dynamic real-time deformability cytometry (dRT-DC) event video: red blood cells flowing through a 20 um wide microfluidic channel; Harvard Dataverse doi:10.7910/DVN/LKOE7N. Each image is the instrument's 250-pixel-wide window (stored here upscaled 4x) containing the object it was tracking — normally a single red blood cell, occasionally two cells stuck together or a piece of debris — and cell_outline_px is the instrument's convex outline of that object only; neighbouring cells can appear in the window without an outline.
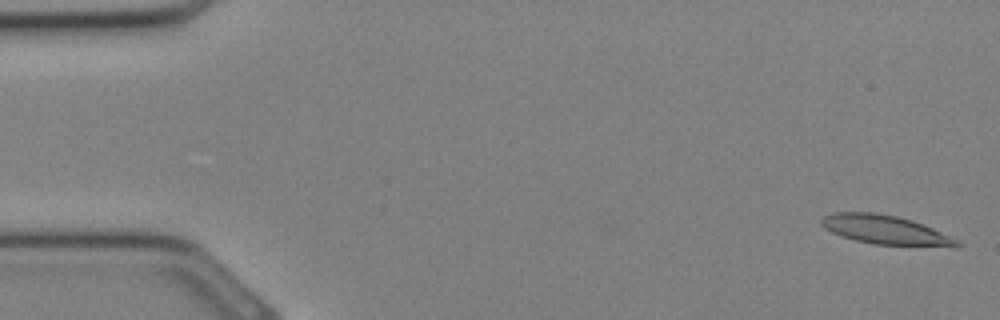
{"species": "Egyptian fruit bat (a non-hibernating species)", "species_latin": "Rousettus aegyptiacus", "temperature_condition": "cold", "stored_images_in_passage": 32, "camera_frame_rate_fps": 3000, "um_per_image_px": 0.085, "animal": {"sex": "female"}, "frame": {"image": 1, "passage_image": 1, "time_ms": 0.0, "image_size_px": [1000, 320], "cell_outline_px": [[960, 248], [956, 248], [872, 244], [856, 240], [832, 232], [824, 228], [820, 224], [820, 220], [824, 216], [832, 212], [876, 212], [896, 216], [912, 220], [932, 228], [960, 240]], "centroid_in_image_um": [75.32, 19.55], "position_along_channel_um": 9.7, "area_um2": 23.29}}
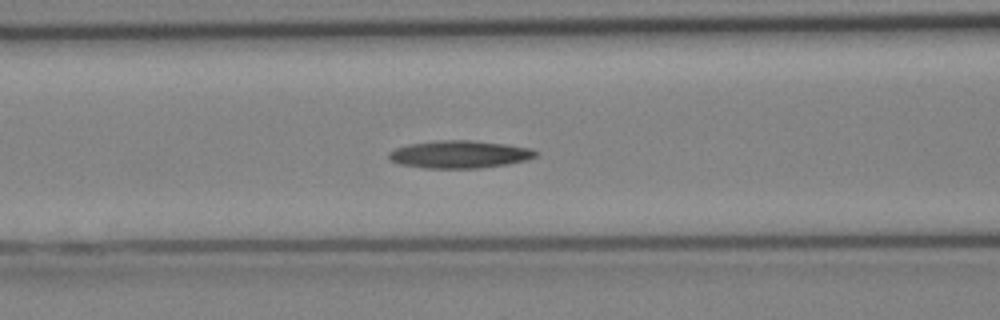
{"frame": {"image": 2, "passage_image": 13, "time_ms": 4.0, "image_size_px": [1000, 320], "cell_outline_px": [[540, 152], [536, 156], [528, 160], [508, 164], [480, 168], [424, 168], [400, 164], [388, 160], [388, 152], [396, 148], [408, 144], [436, 140], [472, 140], [508, 144], [532, 148]], "centroid_in_image_um": [39.09, 13.11], "position_along_channel_um": 127.5, "area_um2": 23.99}}
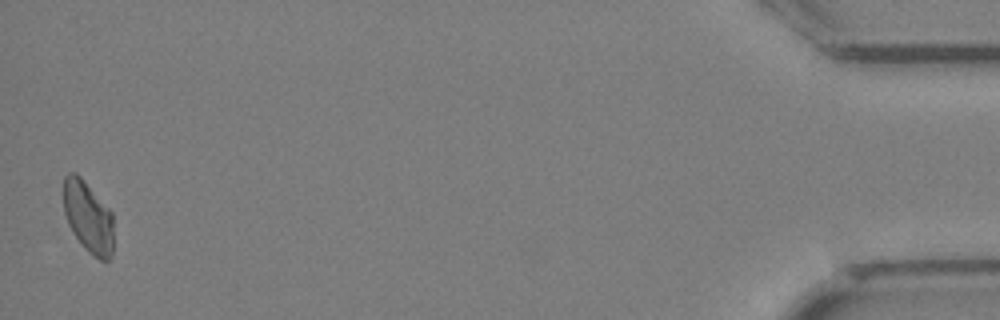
{"frame": {"image": 3, "passage_image": 32, "time_ms": 10.333, "image_size_px": [1000, 320], "cell_outline_px": [[112, 256], [108, 260], [100, 260], [92, 256], [84, 248], [68, 224], [64, 212], [64, 176], [68, 172], [76, 172], [80, 176], [112, 212]], "centroid_in_image_um": [7.48, 18.45], "position_along_channel_um": 427.7, "area_um2": 20.69}}